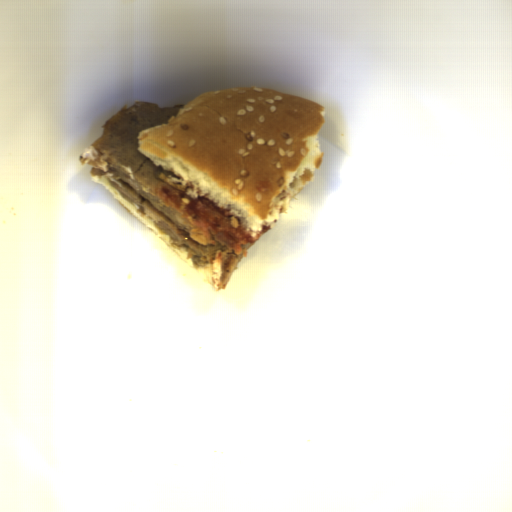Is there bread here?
Masks as SVG:
<instances>
[{
	"instance_id": "obj_1",
	"label": "bread",
	"mask_w": 512,
	"mask_h": 512,
	"mask_svg": "<svg viewBox=\"0 0 512 512\" xmlns=\"http://www.w3.org/2000/svg\"><path fill=\"white\" fill-rule=\"evenodd\" d=\"M325 120L321 104L248 86L202 93L137 141L186 195L211 200L255 237L314 180Z\"/></svg>"
},
{
	"instance_id": "obj_2",
	"label": "bread",
	"mask_w": 512,
	"mask_h": 512,
	"mask_svg": "<svg viewBox=\"0 0 512 512\" xmlns=\"http://www.w3.org/2000/svg\"><path fill=\"white\" fill-rule=\"evenodd\" d=\"M91 180L94 181L95 183L102 184L105 187L106 191H111L114 199L118 200L127 212H129L150 232H152L158 239H160L166 246H168L180 258V260L206 285H208L209 287L213 288L216 291L227 290V285L225 287H219L215 284L214 265L212 262L208 267L195 268L192 265L191 259L188 260L187 248L183 246L176 247L172 242L170 235L165 234L154 221H152L150 218H148L146 215L140 212L137 208H135L130 202H128L104 176H91Z\"/></svg>"
}]
</instances>
